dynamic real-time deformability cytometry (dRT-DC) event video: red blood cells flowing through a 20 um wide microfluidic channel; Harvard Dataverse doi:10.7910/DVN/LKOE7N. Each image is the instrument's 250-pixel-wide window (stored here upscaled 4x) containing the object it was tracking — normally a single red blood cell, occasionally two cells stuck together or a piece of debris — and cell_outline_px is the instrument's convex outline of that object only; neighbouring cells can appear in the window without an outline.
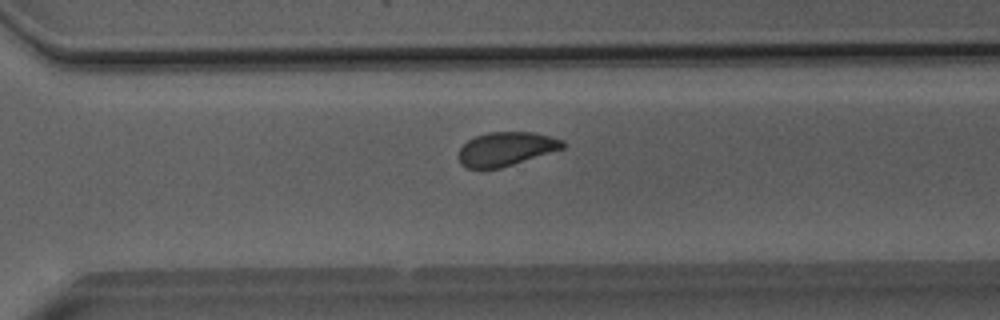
{"species": "Egyptian fruit bat (a non-hibernating species)", "species_latin": "Rousettus aegyptiacus", "temperature_condition": "room temperature", "stored_images_in_passage": 43, "camera_frame_rate_fps": 3000, "um_per_image_px": 0.085, "animal": {"sex": "male"}, "frame": {"image": 1, "passage_image": 28, "time_ms": 9.0, "image_size_px": [1000, 320], "cell_outline_px": [[568, 144], [564, 148], [500, 168], [468, 168], [460, 164], [456, 156], [460, 148], [468, 140], [476, 136], [488, 132], [536, 132], [564, 140]], "centroid_in_image_um": [43.01, 12.65], "position_along_channel_um": 327.6, "area_um2": 20.63}}
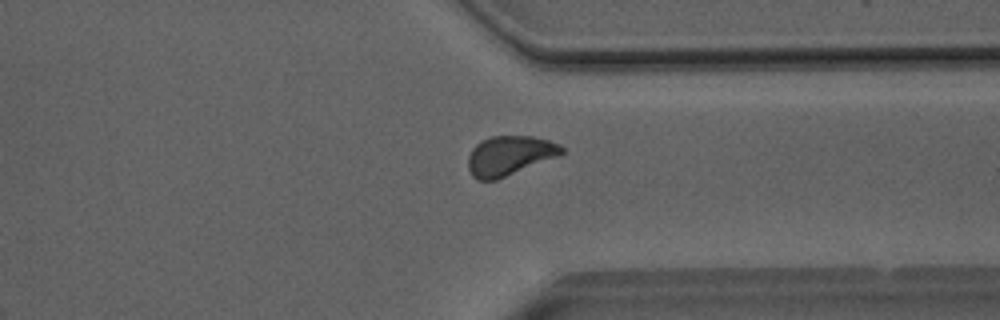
{"frame": {"image": 2, "passage_image": 31, "time_ms": 10.0, "image_size_px": [1000, 320], "cell_outline_px": [[564, 152], [560, 156], [496, 180], [476, 180], [472, 176], [468, 168], [468, 156], [472, 148], [480, 140], [492, 136], [532, 136], [548, 140], [560, 144], [564, 148]], "centroid_in_image_um": [43.31, 13.23], "position_along_channel_um": 368.1, "area_um2": 21.79}}
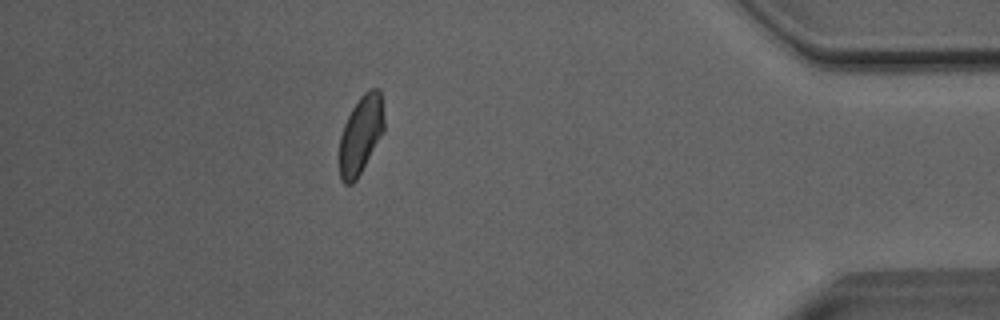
{"frame": {"image": 3, "passage_image": 37, "time_ms": 12.0, "image_size_px": [1000, 320], "cell_outline_px": [[384, 132], [356, 180], [352, 184], [344, 184], [340, 180], [340, 136], [344, 124], [352, 108], [360, 96], [368, 88], [380, 88], [384, 120]], "centroid_in_image_um": [30.67, 11.43], "position_along_channel_um": 404.5, "area_um2": 20.4}, "authors_computed_cell_mechanics": {"area_um2": 21.5594, "velocity_mm_per_s": 4.056, "shape_relaxation_time_tau1_ms": null, "shape_relaxation_time_tau2_ms": 1.1071, "deformation_change_tau1": null, "deformation_change_tau2": 0.0513}}